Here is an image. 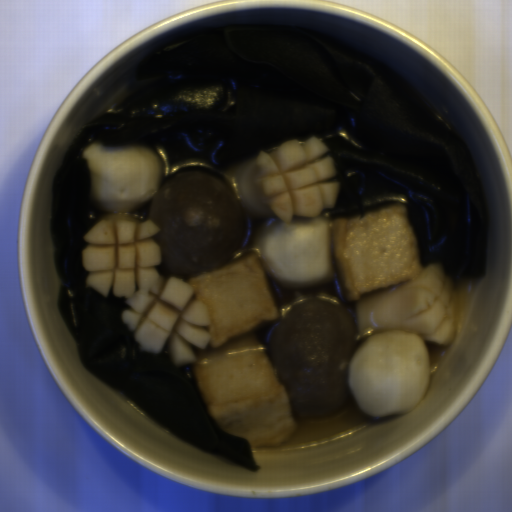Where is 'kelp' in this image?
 <instances>
[{
	"label": "kelp",
	"instance_id": "obj_1",
	"mask_svg": "<svg viewBox=\"0 0 512 512\" xmlns=\"http://www.w3.org/2000/svg\"><path fill=\"white\" fill-rule=\"evenodd\" d=\"M140 87L114 112L90 121L55 176L49 221L58 307L88 371L123 393L173 435L257 472L247 438L209 417L192 365L167 346L140 351L121 321L128 308L110 286L86 287L85 235L108 215L91 206L84 150L143 144L163 157V185L187 170L228 173L289 140L316 137L338 182L328 220L403 204L421 267L449 280L487 272L489 215L466 142L426 118L369 64L284 23L234 26L146 57Z\"/></svg>",
	"mask_w": 512,
	"mask_h": 512
}]
</instances>
